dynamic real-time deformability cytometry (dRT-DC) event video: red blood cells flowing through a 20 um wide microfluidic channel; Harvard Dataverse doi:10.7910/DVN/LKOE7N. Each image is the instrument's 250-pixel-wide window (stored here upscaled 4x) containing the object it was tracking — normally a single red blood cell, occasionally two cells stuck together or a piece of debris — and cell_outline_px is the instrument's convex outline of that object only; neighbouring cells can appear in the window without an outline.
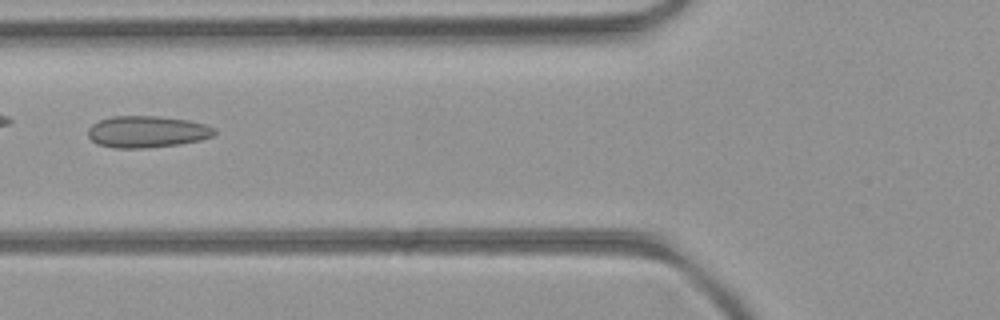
{"species": "common noctule bat (a hibernating species)", "species_latin": "Nyctalus noctula", "temperature_condition": "room temperature", "stored_images_in_passage": 44, "camera_frame_rate_fps": 3000, "um_per_image_px": 0.085, "animal": {"sex": "female", "body_mass_g": 21.9}, "frame": {"image": 1, "passage_image": 13, "time_ms": 4.0, "image_size_px": [1000, 320], "cell_outline_px": [[216, 132], [212, 136], [200, 140], [176, 144], [148, 148], [116, 148], [96, 144], [88, 136], [88, 128], [92, 124], [100, 120], [112, 116], [160, 116], [188, 120], [204, 124], [216, 128]], "centroid_in_image_um": [12.48, 11.19], "position_along_channel_um": 113.3, "area_um2": 23.35}}
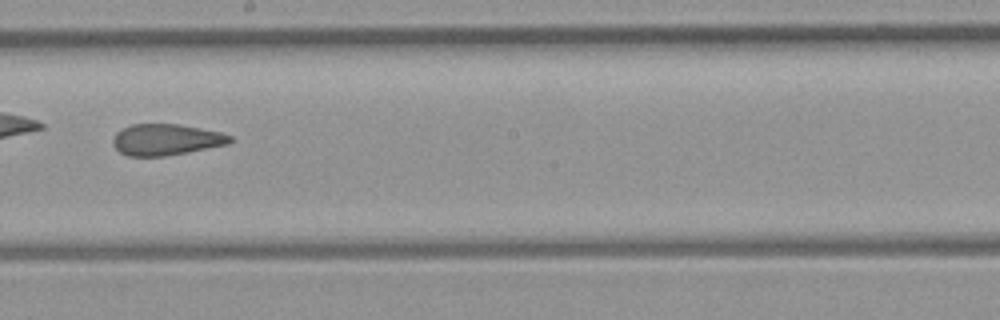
{"frame": {"image": 2, "passage_image": 22, "time_ms": 7.0, "image_size_px": [1000, 320], "cell_outline_px": [[232, 140], [228, 144], [188, 152], [164, 156], [128, 156], [120, 152], [112, 144], [112, 140], [116, 132], [132, 124], [176, 124], [200, 128], [220, 132], [232, 136]], "centroid_in_image_um": [14.1, 11.87], "position_along_channel_um": 234.1, "area_um2": 21.21}}
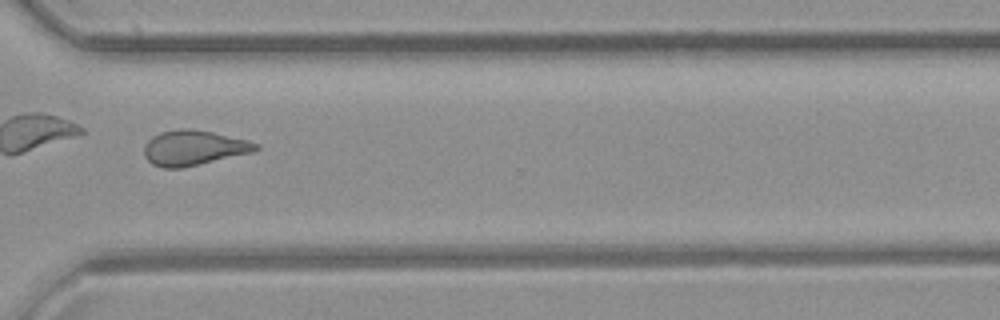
{"frame": {"image": 3, "passage_image": 31, "time_ms": 10.0, "image_size_px": [1000, 320], "cell_outline_px": [[260, 148], [252, 152], [184, 168], [164, 168], [152, 164], [144, 156], [144, 144], [152, 136], [160, 132], [176, 128], [188, 128], [212, 132], [248, 140], [260, 144]], "centroid_in_image_um": [16.44, 12.56], "position_along_channel_um": 354.2, "area_um2": 23.0}, "authors_computed_cell_mechanics": {"area_um2": 22.7732, "velocity_mm_per_s": 4.0174, "shape_relaxation_time_tau1_ms": null, "shape_relaxation_time_tau2_ms": 1.8138, "deformation_change_tau1": null, "deformation_change_tau2": 0.0967}}